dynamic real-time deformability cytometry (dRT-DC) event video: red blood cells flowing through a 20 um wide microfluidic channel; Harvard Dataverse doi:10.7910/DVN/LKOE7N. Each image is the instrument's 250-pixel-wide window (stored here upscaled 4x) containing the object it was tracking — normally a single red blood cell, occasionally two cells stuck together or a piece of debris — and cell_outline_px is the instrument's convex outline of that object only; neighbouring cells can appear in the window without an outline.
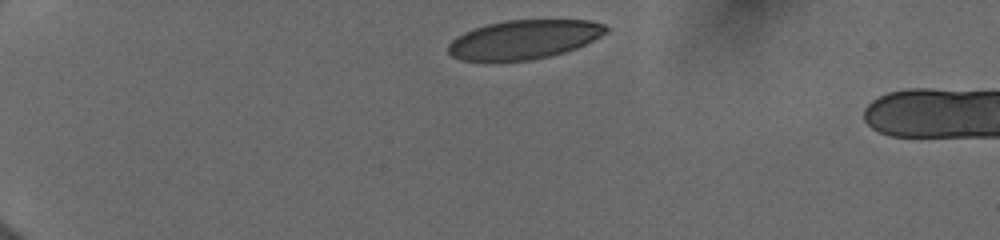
{"species": "human", "species_latin": "Homo sapiens", "temperature_condition": "cold", "stored_images_in_passage": 4, "camera_frame_rate_fps": 3000, "um_per_image_px": 0.085, "donor": {"sex": "female"}, "frame": {"image": 1, "passage_image": 1, "time_ms": 0.0, "image_size_px": [1000, 240], "cell_outline_px": [[608, 32], [576, 48], [564, 52], [548, 56], [528, 60], [460, 60], [452, 56], [448, 52], [448, 44], [456, 36], [472, 28], [488, 24], [508, 20], [592, 20], [604, 24], [608, 28]], "centroid_in_image_um": [44.52, 3.34], "position_along_channel_um": 40.5, "area_um2": 35.6}}